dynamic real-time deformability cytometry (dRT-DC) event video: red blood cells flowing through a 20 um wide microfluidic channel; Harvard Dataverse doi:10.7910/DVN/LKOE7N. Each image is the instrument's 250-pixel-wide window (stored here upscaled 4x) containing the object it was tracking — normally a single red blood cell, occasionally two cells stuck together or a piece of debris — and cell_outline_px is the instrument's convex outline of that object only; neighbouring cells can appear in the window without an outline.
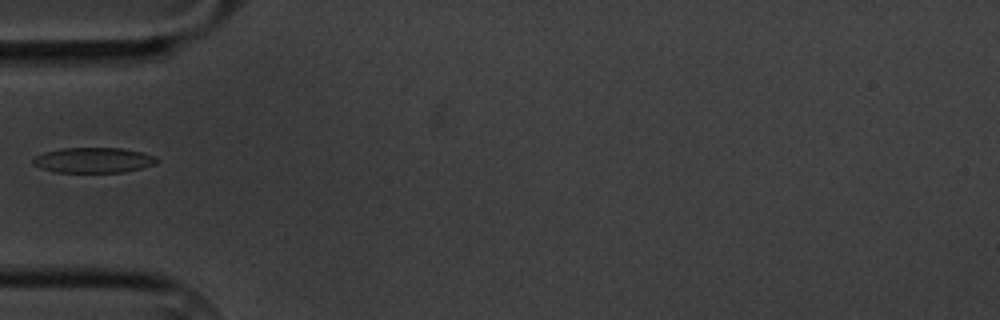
{"species": "common noctule bat (a hibernating species)", "species_latin": "Nyctalus noctula", "temperature_condition": "cold", "stored_images_in_passage": 15, "camera_frame_rate_fps": 3000, "um_per_image_px": 0.085, "animal": {"sex": "male", "body_mass_g": 20.1, "forearm_length_mm": 53.5}, "frame": {"image": 1, "passage_image": 5, "time_ms": 5.667, "image_size_px": [1000, 320], "cell_outline_px": [[160, 160], [156, 164], [124, 172], [56, 172], [40, 168], [32, 164], [32, 160], [36, 156], [44, 152], [60, 148], [124, 148], [156, 156]], "centroid_in_image_um": [7.95, 13.61], "position_along_channel_um": 77.1, "area_um2": 18.32}}
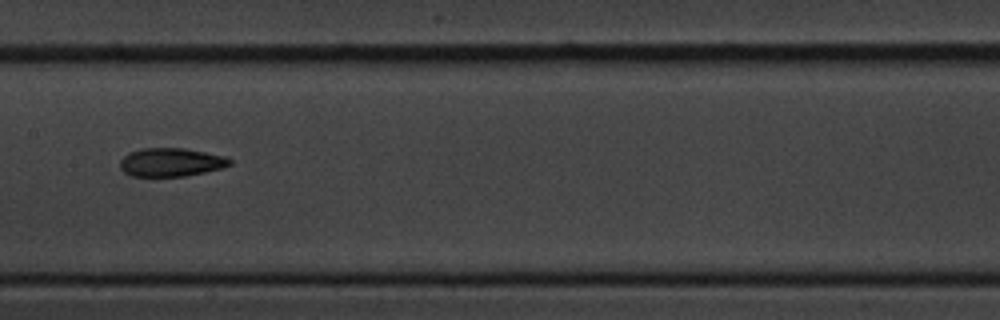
{"frame": {"image": 2, "passage_image": 8, "time_ms": 9.0, "image_size_px": [1000, 320], "cell_outline_px": [[232, 164], [220, 168], [204, 172], [184, 176], [132, 176], [124, 172], [120, 168], [120, 160], [128, 152], [140, 148], [184, 148], [228, 156], [232, 160]], "centroid_in_image_um": [14.54, 13.78], "position_along_channel_um": 192.9, "area_um2": 18.32}}
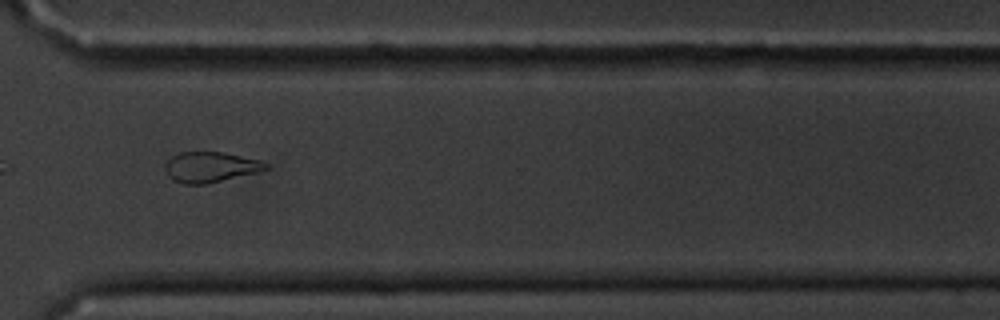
{"frame": {"image": 3, "passage_image": 12, "time_ms": 13.667, "image_size_px": [1000, 320], "cell_outline_px": [[268, 168], [256, 172], [204, 184], [184, 184], [172, 180], [168, 176], [168, 160], [172, 156], [180, 152], [224, 152], [256, 160], [268, 164]], "centroid_in_image_um": [17.86, 14.2], "position_along_channel_um": 352.7, "area_um2": 17.22}, "authors_computed_cell_mechanics": {"area_um2": 19.1318, "velocity_mm_per_s": 3.4351, "shape_relaxation_time_tau1_ms": 4.7987, "shape_relaxation_time_tau2_ms": 6.4628, "deformation_change_tau1": 0.1396, "deformation_change_tau2": 0.1481}}